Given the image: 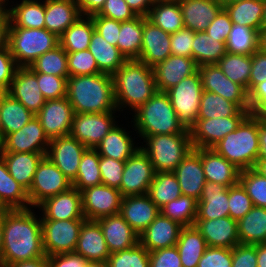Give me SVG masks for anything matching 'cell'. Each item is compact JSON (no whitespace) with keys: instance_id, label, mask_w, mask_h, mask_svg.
I'll list each match as a JSON object with an SVG mask.
<instances>
[{"instance_id":"cell-62","label":"cell","mask_w":266,"mask_h":267,"mask_svg":"<svg viewBox=\"0 0 266 267\" xmlns=\"http://www.w3.org/2000/svg\"><path fill=\"white\" fill-rule=\"evenodd\" d=\"M149 267H183L177 247L149 252Z\"/></svg>"},{"instance_id":"cell-24","label":"cell","mask_w":266,"mask_h":267,"mask_svg":"<svg viewBox=\"0 0 266 267\" xmlns=\"http://www.w3.org/2000/svg\"><path fill=\"white\" fill-rule=\"evenodd\" d=\"M182 227L178 222L167 218L160 212L139 235V243L148 252L176 246Z\"/></svg>"},{"instance_id":"cell-63","label":"cell","mask_w":266,"mask_h":267,"mask_svg":"<svg viewBox=\"0 0 266 267\" xmlns=\"http://www.w3.org/2000/svg\"><path fill=\"white\" fill-rule=\"evenodd\" d=\"M91 17L95 31L98 32L108 43L117 46L121 22L100 15H92Z\"/></svg>"},{"instance_id":"cell-20","label":"cell","mask_w":266,"mask_h":267,"mask_svg":"<svg viewBox=\"0 0 266 267\" xmlns=\"http://www.w3.org/2000/svg\"><path fill=\"white\" fill-rule=\"evenodd\" d=\"M171 34L143 17V36L140 56L137 60L149 67L164 61L171 55Z\"/></svg>"},{"instance_id":"cell-29","label":"cell","mask_w":266,"mask_h":267,"mask_svg":"<svg viewBox=\"0 0 266 267\" xmlns=\"http://www.w3.org/2000/svg\"><path fill=\"white\" fill-rule=\"evenodd\" d=\"M75 252L88 261L105 262L108 260L110 252L97 220H84Z\"/></svg>"},{"instance_id":"cell-50","label":"cell","mask_w":266,"mask_h":267,"mask_svg":"<svg viewBox=\"0 0 266 267\" xmlns=\"http://www.w3.org/2000/svg\"><path fill=\"white\" fill-rule=\"evenodd\" d=\"M259 32L252 28L233 24L226 41L227 53L252 55L258 50Z\"/></svg>"},{"instance_id":"cell-8","label":"cell","mask_w":266,"mask_h":267,"mask_svg":"<svg viewBox=\"0 0 266 267\" xmlns=\"http://www.w3.org/2000/svg\"><path fill=\"white\" fill-rule=\"evenodd\" d=\"M203 91L201 76L197 70L165 92L176 111L178 122L186 130L195 125Z\"/></svg>"},{"instance_id":"cell-37","label":"cell","mask_w":266,"mask_h":267,"mask_svg":"<svg viewBox=\"0 0 266 267\" xmlns=\"http://www.w3.org/2000/svg\"><path fill=\"white\" fill-rule=\"evenodd\" d=\"M88 50L94 56L98 69L102 73L113 75L127 61L117 46L108 43L95 30Z\"/></svg>"},{"instance_id":"cell-19","label":"cell","mask_w":266,"mask_h":267,"mask_svg":"<svg viewBox=\"0 0 266 267\" xmlns=\"http://www.w3.org/2000/svg\"><path fill=\"white\" fill-rule=\"evenodd\" d=\"M37 208L42 210L41 220L85 219L82 211V194L74 187L46 199Z\"/></svg>"},{"instance_id":"cell-64","label":"cell","mask_w":266,"mask_h":267,"mask_svg":"<svg viewBox=\"0 0 266 267\" xmlns=\"http://www.w3.org/2000/svg\"><path fill=\"white\" fill-rule=\"evenodd\" d=\"M17 68L9 48L0 49V93L8 92Z\"/></svg>"},{"instance_id":"cell-12","label":"cell","mask_w":266,"mask_h":267,"mask_svg":"<svg viewBox=\"0 0 266 267\" xmlns=\"http://www.w3.org/2000/svg\"><path fill=\"white\" fill-rule=\"evenodd\" d=\"M115 113L116 111L105 113H75L70 135L87 148H95L117 124Z\"/></svg>"},{"instance_id":"cell-55","label":"cell","mask_w":266,"mask_h":267,"mask_svg":"<svg viewBox=\"0 0 266 267\" xmlns=\"http://www.w3.org/2000/svg\"><path fill=\"white\" fill-rule=\"evenodd\" d=\"M67 59L69 77L102 73L88 49L67 53Z\"/></svg>"},{"instance_id":"cell-27","label":"cell","mask_w":266,"mask_h":267,"mask_svg":"<svg viewBox=\"0 0 266 267\" xmlns=\"http://www.w3.org/2000/svg\"><path fill=\"white\" fill-rule=\"evenodd\" d=\"M110 253L129 249L139 243V235L120 215L97 219Z\"/></svg>"},{"instance_id":"cell-40","label":"cell","mask_w":266,"mask_h":267,"mask_svg":"<svg viewBox=\"0 0 266 267\" xmlns=\"http://www.w3.org/2000/svg\"><path fill=\"white\" fill-rule=\"evenodd\" d=\"M147 19L169 34L184 28L182 10L177 1H154Z\"/></svg>"},{"instance_id":"cell-25","label":"cell","mask_w":266,"mask_h":267,"mask_svg":"<svg viewBox=\"0 0 266 267\" xmlns=\"http://www.w3.org/2000/svg\"><path fill=\"white\" fill-rule=\"evenodd\" d=\"M194 225L210 247L232 249L240 243L237 221L229 216L210 220L196 219Z\"/></svg>"},{"instance_id":"cell-14","label":"cell","mask_w":266,"mask_h":267,"mask_svg":"<svg viewBox=\"0 0 266 267\" xmlns=\"http://www.w3.org/2000/svg\"><path fill=\"white\" fill-rule=\"evenodd\" d=\"M204 91L222 96L237 104L242 110H250L247 91L224 75L217 64L198 67Z\"/></svg>"},{"instance_id":"cell-61","label":"cell","mask_w":266,"mask_h":267,"mask_svg":"<svg viewBox=\"0 0 266 267\" xmlns=\"http://www.w3.org/2000/svg\"><path fill=\"white\" fill-rule=\"evenodd\" d=\"M194 32L188 28H182L171 34V54L192 58V44Z\"/></svg>"},{"instance_id":"cell-30","label":"cell","mask_w":266,"mask_h":267,"mask_svg":"<svg viewBox=\"0 0 266 267\" xmlns=\"http://www.w3.org/2000/svg\"><path fill=\"white\" fill-rule=\"evenodd\" d=\"M184 27L193 32L206 31L210 22L223 9L220 0L179 1Z\"/></svg>"},{"instance_id":"cell-7","label":"cell","mask_w":266,"mask_h":267,"mask_svg":"<svg viewBox=\"0 0 266 267\" xmlns=\"http://www.w3.org/2000/svg\"><path fill=\"white\" fill-rule=\"evenodd\" d=\"M59 45V37L47 29L13 27L8 48L18 67H29L40 55Z\"/></svg>"},{"instance_id":"cell-17","label":"cell","mask_w":266,"mask_h":267,"mask_svg":"<svg viewBox=\"0 0 266 267\" xmlns=\"http://www.w3.org/2000/svg\"><path fill=\"white\" fill-rule=\"evenodd\" d=\"M87 147L71 135L50 140L46 156L73 183Z\"/></svg>"},{"instance_id":"cell-1","label":"cell","mask_w":266,"mask_h":267,"mask_svg":"<svg viewBox=\"0 0 266 267\" xmlns=\"http://www.w3.org/2000/svg\"><path fill=\"white\" fill-rule=\"evenodd\" d=\"M31 209H4L3 246L0 257V263L4 267L46 256L43 249L41 216L38 218Z\"/></svg>"},{"instance_id":"cell-41","label":"cell","mask_w":266,"mask_h":267,"mask_svg":"<svg viewBox=\"0 0 266 267\" xmlns=\"http://www.w3.org/2000/svg\"><path fill=\"white\" fill-rule=\"evenodd\" d=\"M233 24L257 30L262 28L264 0H242L223 6Z\"/></svg>"},{"instance_id":"cell-46","label":"cell","mask_w":266,"mask_h":267,"mask_svg":"<svg viewBox=\"0 0 266 267\" xmlns=\"http://www.w3.org/2000/svg\"><path fill=\"white\" fill-rule=\"evenodd\" d=\"M143 16L121 22L117 47L127 60L138 59L142 47Z\"/></svg>"},{"instance_id":"cell-53","label":"cell","mask_w":266,"mask_h":267,"mask_svg":"<svg viewBox=\"0 0 266 267\" xmlns=\"http://www.w3.org/2000/svg\"><path fill=\"white\" fill-rule=\"evenodd\" d=\"M239 182L251 198L253 206L266 208V178L255 168L243 170Z\"/></svg>"},{"instance_id":"cell-16","label":"cell","mask_w":266,"mask_h":267,"mask_svg":"<svg viewBox=\"0 0 266 267\" xmlns=\"http://www.w3.org/2000/svg\"><path fill=\"white\" fill-rule=\"evenodd\" d=\"M75 112L67 97L46 100L35 115L49 140L70 135Z\"/></svg>"},{"instance_id":"cell-59","label":"cell","mask_w":266,"mask_h":267,"mask_svg":"<svg viewBox=\"0 0 266 267\" xmlns=\"http://www.w3.org/2000/svg\"><path fill=\"white\" fill-rule=\"evenodd\" d=\"M197 267H232V249L208 246Z\"/></svg>"},{"instance_id":"cell-3","label":"cell","mask_w":266,"mask_h":267,"mask_svg":"<svg viewBox=\"0 0 266 267\" xmlns=\"http://www.w3.org/2000/svg\"><path fill=\"white\" fill-rule=\"evenodd\" d=\"M112 77L118 111L128 106L134 112L157 92L152 67L137 59L127 60Z\"/></svg>"},{"instance_id":"cell-79","label":"cell","mask_w":266,"mask_h":267,"mask_svg":"<svg viewBox=\"0 0 266 267\" xmlns=\"http://www.w3.org/2000/svg\"><path fill=\"white\" fill-rule=\"evenodd\" d=\"M255 169L266 178V159H258Z\"/></svg>"},{"instance_id":"cell-39","label":"cell","mask_w":266,"mask_h":267,"mask_svg":"<svg viewBox=\"0 0 266 267\" xmlns=\"http://www.w3.org/2000/svg\"><path fill=\"white\" fill-rule=\"evenodd\" d=\"M237 228L240 244L266 243V208L253 206L237 222Z\"/></svg>"},{"instance_id":"cell-57","label":"cell","mask_w":266,"mask_h":267,"mask_svg":"<svg viewBox=\"0 0 266 267\" xmlns=\"http://www.w3.org/2000/svg\"><path fill=\"white\" fill-rule=\"evenodd\" d=\"M37 82L46 100L61 99L67 95V78L37 73Z\"/></svg>"},{"instance_id":"cell-18","label":"cell","mask_w":266,"mask_h":267,"mask_svg":"<svg viewBox=\"0 0 266 267\" xmlns=\"http://www.w3.org/2000/svg\"><path fill=\"white\" fill-rule=\"evenodd\" d=\"M247 116L197 119L189 130L193 148H212L227 134L235 131Z\"/></svg>"},{"instance_id":"cell-69","label":"cell","mask_w":266,"mask_h":267,"mask_svg":"<svg viewBox=\"0 0 266 267\" xmlns=\"http://www.w3.org/2000/svg\"><path fill=\"white\" fill-rule=\"evenodd\" d=\"M248 102L251 113L266 115V80L248 93Z\"/></svg>"},{"instance_id":"cell-44","label":"cell","mask_w":266,"mask_h":267,"mask_svg":"<svg viewBox=\"0 0 266 267\" xmlns=\"http://www.w3.org/2000/svg\"><path fill=\"white\" fill-rule=\"evenodd\" d=\"M250 113V110H242L237 104L224 99L218 94L203 91L197 119L248 116Z\"/></svg>"},{"instance_id":"cell-5","label":"cell","mask_w":266,"mask_h":267,"mask_svg":"<svg viewBox=\"0 0 266 267\" xmlns=\"http://www.w3.org/2000/svg\"><path fill=\"white\" fill-rule=\"evenodd\" d=\"M133 113L131 122L138 136L190 133L178 122L176 111L165 92L157 91Z\"/></svg>"},{"instance_id":"cell-80","label":"cell","mask_w":266,"mask_h":267,"mask_svg":"<svg viewBox=\"0 0 266 267\" xmlns=\"http://www.w3.org/2000/svg\"><path fill=\"white\" fill-rule=\"evenodd\" d=\"M87 267H109V266L107 261L105 262L89 261Z\"/></svg>"},{"instance_id":"cell-78","label":"cell","mask_w":266,"mask_h":267,"mask_svg":"<svg viewBox=\"0 0 266 267\" xmlns=\"http://www.w3.org/2000/svg\"><path fill=\"white\" fill-rule=\"evenodd\" d=\"M3 224H4V209L0 208V257L3 246Z\"/></svg>"},{"instance_id":"cell-42","label":"cell","mask_w":266,"mask_h":267,"mask_svg":"<svg viewBox=\"0 0 266 267\" xmlns=\"http://www.w3.org/2000/svg\"><path fill=\"white\" fill-rule=\"evenodd\" d=\"M9 6L10 24L21 28H45V0H22L20 4Z\"/></svg>"},{"instance_id":"cell-6","label":"cell","mask_w":266,"mask_h":267,"mask_svg":"<svg viewBox=\"0 0 266 267\" xmlns=\"http://www.w3.org/2000/svg\"><path fill=\"white\" fill-rule=\"evenodd\" d=\"M146 143L140 148L148 155L156 173L173 172L193 149L190 133L139 136Z\"/></svg>"},{"instance_id":"cell-4","label":"cell","mask_w":266,"mask_h":267,"mask_svg":"<svg viewBox=\"0 0 266 267\" xmlns=\"http://www.w3.org/2000/svg\"><path fill=\"white\" fill-rule=\"evenodd\" d=\"M212 149L241 171L255 168L259 155L258 114L250 113Z\"/></svg>"},{"instance_id":"cell-38","label":"cell","mask_w":266,"mask_h":267,"mask_svg":"<svg viewBox=\"0 0 266 267\" xmlns=\"http://www.w3.org/2000/svg\"><path fill=\"white\" fill-rule=\"evenodd\" d=\"M176 247L183 267H197L208 245L200 231L193 225L182 227Z\"/></svg>"},{"instance_id":"cell-71","label":"cell","mask_w":266,"mask_h":267,"mask_svg":"<svg viewBox=\"0 0 266 267\" xmlns=\"http://www.w3.org/2000/svg\"><path fill=\"white\" fill-rule=\"evenodd\" d=\"M258 138L260 145L258 159H266V115L258 114Z\"/></svg>"},{"instance_id":"cell-77","label":"cell","mask_w":266,"mask_h":267,"mask_svg":"<svg viewBox=\"0 0 266 267\" xmlns=\"http://www.w3.org/2000/svg\"><path fill=\"white\" fill-rule=\"evenodd\" d=\"M10 12L0 4V23H10Z\"/></svg>"},{"instance_id":"cell-35","label":"cell","mask_w":266,"mask_h":267,"mask_svg":"<svg viewBox=\"0 0 266 267\" xmlns=\"http://www.w3.org/2000/svg\"><path fill=\"white\" fill-rule=\"evenodd\" d=\"M20 101L16 100L8 92L0 93V119L2 124V140L15 131L20 130L33 117Z\"/></svg>"},{"instance_id":"cell-34","label":"cell","mask_w":266,"mask_h":267,"mask_svg":"<svg viewBox=\"0 0 266 267\" xmlns=\"http://www.w3.org/2000/svg\"><path fill=\"white\" fill-rule=\"evenodd\" d=\"M120 127L116 124L95 147L99 156L126 161L140 148L133 142L135 139L130 136V132Z\"/></svg>"},{"instance_id":"cell-33","label":"cell","mask_w":266,"mask_h":267,"mask_svg":"<svg viewBox=\"0 0 266 267\" xmlns=\"http://www.w3.org/2000/svg\"><path fill=\"white\" fill-rule=\"evenodd\" d=\"M47 153L0 152L9 174L27 191L30 189L34 174Z\"/></svg>"},{"instance_id":"cell-56","label":"cell","mask_w":266,"mask_h":267,"mask_svg":"<svg viewBox=\"0 0 266 267\" xmlns=\"http://www.w3.org/2000/svg\"><path fill=\"white\" fill-rule=\"evenodd\" d=\"M229 217L239 221L253 207L251 198L240 182L228 187Z\"/></svg>"},{"instance_id":"cell-10","label":"cell","mask_w":266,"mask_h":267,"mask_svg":"<svg viewBox=\"0 0 266 267\" xmlns=\"http://www.w3.org/2000/svg\"><path fill=\"white\" fill-rule=\"evenodd\" d=\"M84 220H41L45 255L74 252Z\"/></svg>"},{"instance_id":"cell-60","label":"cell","mask_w":266,"mask_h":267,"mask_svg":"<svg viewBox=\"0 0 266 267\" xmlns=\"http://www.w3.org/2000/svg\"><path fill=\"white\" fill-rule=\"evenodd\" d=\"M94 15L124 22L137 17L125 0H106L101 10Z\"/></svg>"},{"instance_id":"cell-9","label":"cell","mask_w":266,"mask_h":267,"mask_svg":"<svg viewBox=\"0 0 266 267\" xmlns=\"http://www.w3.org/2000/svg\"><path fill=\"white\" fill-rule=\"evenodd\" d=\"M72 187V182L45 156L39 163L33 182L27 191L30 206L37 208L46 199L65 192Z\"/></svg>"},{"instance_id":"cell-47","label":"cell","mask_w":266,"mask_h":267,"mask_svg":"<svg viewBox=\"0 0 266 267\" xmlns=\"http://www.w3.org/2000/svg\"><path fill=\"white\" fill-rule=\"evenodd\" d=\"M147 195L161 209L167 203L182 195L174 172H157L151 182Z\"/></svg>"},{"instance_id":"cell-2","label":"cell","mask_w":266,"mask_h":267,"mask_svg":"<svg viewBox=\"0 0 266 267\" xmlns=\"http://www.w3.org/2000/svg\"><path fill=\"white\" fill-rule=\"evenodd\" d=\"M66 97L75 113L118 111L113 77L107 73L68 77Z\"/></svg>"},{"instance_id":"cell-23","label":"cell","mask_w":266,"mask_h":267,"mask_svg":"<svg viewBox=\"0 0 266 267\" xmlns=\"http://www.w3.org/2000/svg\"><path fill=\"white\" fill-rule=\"evenodd\" d=\"M173 172L178 179L182 195L199 201L207 182L202 167L200 148H193Z\"/></svg>"},{"instance_id":"cell-15","label":"cell","mask_w":266,"mask_h":267,"mask_svg":"<svg viewBox=\"0 0 266 267\" xmlns=\"http://www.w3.org/2000/svg\"><path fill=\"white\" fill-rule=\"evenodd\" d=\"M49 143L41 122L34 116L24 127L0 142V152L47 153Z\"/></svg>"},{"instance_id":"cell-67","label":"cell","mask_w":266,"mask_h":267,"mask_svg":"<svg viewBox=\"0 0 266 267\" xmlns=\"http://www.w3.org/2000/svg\"><path fill=\"white\" fill-rule=\"evenodd\" d=\"M48 267H87L88 260L74 252L47 256Z\"/></svg>"},{"instance_id":"cell-32","label":"cell","mask_w":266,"mask_h":267,"mask_svg":"<svg viewBox=\"0 0 266 267\" xmlns=\"http://www.w3.org/2000/svg\"><path fill=\"white\" fill-rule=\"evenodd\" d=\"M80 16L75 0H45V29L58 37Z\"/></svg>"},{"instance_id":"cell-66","label":"cell","mask_w":266,"mask_h":267,"mask_svg":"<svg viewBox=\"0 0 266 267\" xmlns=\"http://www.w3.org/2000/svg\"><path fill=\"white\" fill-rule=\"evenodd\" d=\"M232 25L233 22L230 20L229 14L223 8L210 22L206 32L217 41L226 42Z\"/></svg>"},{"instance_id":"cell-65","label":"cell","mask_w":266,"mask_h":267,"mask_svg":"<svg viewBox=\"0 0 266 267\" xmlns=\"http://www.w3.org/2000/svg\"><path fill=\"white\" fill-rule=\"evenodd\" d=\"M232 267H257V244H237L232 248Z\"/></svg>"},{"instance_id":"cell-70","label":"cell","mask_w":266,"mask_h":267,"mask_svg":"<svg viewBox=\"0 0 266 267\" xmlns=\"http://www.w3.org/2000/svg\"><path fill=\"white\" fill-rule=\"evenodd\" d=\"M106 0H75L82 16L97 14Z\"/></svg>"},{"instance_id":"cell-58","label":"cell","mask_w":266,"mask_h":267,"mask_svg":"<svg viewBox=\"0 0 266 267\" xmlns=\"http://www.w3.org/2000/svg\"><path fill=\"white\" fill-rule=\"evenodd\" d=\"M124 167L125 161L99 156V169L102 184L119 190Z\"/></svg>"},{"instance_id":"cell-51","label":"cell","mask_w":266,"mask_h":267,"mask_svg":"<svg viewBox=\"0 0 266 267\" xmlns=\"http://www.w3.org/2000/svg\"><path fill=\"white\" fill-rule=\"evenodd\" d=\"M29 67L36 73L56 75L67 79L69 77L67 52L60 44L40 55Z\"/></svg>"},{"instance_id":"cell-11","label":"cell","mask_w":266,"mask_h":267,"mask_svg":"<svg viewBox=\"0 0 266 267\" xmlns=\"http://www.w3.org/2000/svg\"><path fill=\"white\" fill-rule=\"evenodd\" d=\"M156 171L148 155L139 148L125 161V167L120 184L123 197L145 195L155 177Z\"/></svg>"},{"instance_id":"cell-28","label":"cell","mask_w":266,"mask_h":267,"mask_svg":"<svg viewBox=\"0 0 266 267\" xmlns=\"http://www.w3.org/2000/svg\"><path fill=\"white\" fill-rule=\"evenodd\" d=\"M200 157L206 181L226 187L236 185L241 170L212 148H200Z\"/></svg>"},{"instance_id":"cell-43","label":"cell","mask_w":266,"mask_h":267,"mask_svg":"<svg viewBox=\"0 0 266 267\" xmlns=\"http://www.w3.org/2000/svg\"><path fill=\"white\" fill-rule=\"evenodd\" d=\"M94 30L92 17L81 15L59 37V44L67 53L86 50Z\"/></svg>"},{"instance_id":"cell-73","label":"cell","mask_w":266,"mask_h":267,"mask_svg":"<svg viewBox=\"0 0 266 267\" xmlns=\"http://www.w3.org/2000/svg\"><path fill=\"white\" fill-rule=\"evenodd\" d=\"M10 267H48V260L47 256H43L30 260L19 261L12 264Z\"/></svg>"},{"instance_id":"cell-72","label":"cell","mask_w":266,"mask_h":267,"mask_svg":"<svg viewBox=\"0 0 266 267\" xmlns=\"http://www.w3.org/2000/svg\"><path fill=\"white\" fill-rule=\"evenodd\" d=\"M137 16L147 17L153 6V0H125Z\"/></svg>"},{"instance_id":"cell-75","label":"cell","mask_w":266,"mask_h":267,"mask_svg":"<svg viewBox=\"0 0 266 267\" xmlns=\"http://www.w3.org/2000/svg\"><path fill=\"white\" fill-rule=\"evenodd\" d=\"M257 267H266V243L257 244Z\"/></svg>"},{"instance_id":"cell-21","label":"cell","mask_w":266,"mask_h":267,"mask_svg":"<svg viewBox=\"0 0 266 267\" xmlns=\"http://www.w3.org/2000/svg\"><path fill=\"white\" fill-rule=\"evenodd\" d=\"M8 93L35 115L46 101L39 89L37 73L30 67L17 68Z\"/></svg>"},{"instance_id":"cell-13","label":"cell","mask_w":266,"mask_h":267,"mask_svg":"<svg viewBox=\"0 0 266 267\" xmlns=\"http://www.w3.org/2000/svg\"><path fill=\"white\" fill-rule=\"evenodd\" d=\"M85 219L97 220L120 213L123 196L120 190L101 184L81 191Z\"/></svg>"},{"instance_id":"cell-49","label":"cell","mask_w":266,"mask_h":267,"mask_svg":"<svg viewBox=\"0 0 266 267\" xmlns=\"http://www.w3.org/2000/svg\"><path fill=\"white\" fill-rule=\"evenodd\" d=\"M99 154L95 148H87L82 155L79 169L72 187L80 192L91 186L101 185Z\"/></svg>"},{"instance_id":"cell-31","label":"cell","mask_w":266,"mask_h":267,"mask_svg":"<svg viewBox=\"0 0 266 267\" xmlns=\"http://www.w3.org/2000/svg\"><path fill=\"white\" fill-rule=\"evenodd\" d=\"M229 216L228 187L207 181L198 201L196 219H218Z\"/></svg>"},{"instance_id":"cell-52","label":"cell","mask_w":266,"mask_h":267,"mask_svg":"<svg viewBox=\"0 0 266 267\" xmlns=\"http://www.w3.org/2000/svg\"><path fill=\"white\" fill-rule=\"evenodd\" d=\"M198 201L192 197L181 195L164 205L160 212L181 226H193L197 217Z\"/></svg>"},{"instance_id":"cell-45","label":"cell","mask_w":266,"mask_h":267,"mask_svg":"<svg viewBox=\"0 0 266 267\" xmlns=\"http://www.w3.org/2000/svg\"><path fill=\"white\" fill-rule=\"evenodd\" d=\"M225 43L210 37L206 31L194 32L192 58L198 67L216 64L227 53Z\"/></svg>"},{"instance_id":"cell-48","label":"cell","mask_w":266,"mask_h":267,"mask_svg":"<svg viewBox=\"0 0 266 267\" xmlns=\"http://www.w3.org/2000/svg\"><path fill=\"white\" fill-rule=\"evenodd\" d=\"M216 64L226 77L249 93L252 55L226 53Z\"/></svg>"},{"instance_id":"cell-76","label":"cell","mask_w":266,"mask_h":267,"mask_svg":"<svg viewBox=\"0 0 266 267\" xmlns=\"http://www.w3.org/2000/svg\"><path fill=\"white\" fill-rule=\"evenodd\" d=\"M258 49L266 53V27H262L259 31Z\"/></svg>"},{"instance_id":"cell-68","label":"cell","mask_w":266,"mask_h":267,"mask_svg":"<svg viewBox=\"0 0 266 267\" xmlns=\"http://www.w3.org/2000/svg\"><path fill=\"white\" fill-rule=\"evenodd\" d=\"M266 80V53L259 49L252 54V65L249 79V92L259 83Z\"/></svg>"},{"instance_id":"cell-54","label":"cell","mask_w":266,"mask_h":267,"mask_svg":"<svg viewBox=\"0 0 266 267\" xmlns=\"http://www.w3.org/2000/svg\"><path fill=\"white\" fill-rule=\"evenodd\" d=\"M109 267H149V252L140 244L110 253Z\"/></svg>"},{"instance_id":"cell-26","label":"cell","mask_w":266,"mask_h":267,"mask_svg":"<svg viewBox=\"0 0 266 267\" xmlns=\"http://www.w3.org/2000/svg\"><path fill=\"white\" fill-rule=\"evenodd\" d=\"M160 213V209L145 195L123 197L120 215L140 235Z\"/></svg>"},{"instance_id":"cell-22","label":"cell","mask_w":266,"mask_h":267,"mask_svg":"<svg viewBox=\"0 0 266 267\" xmlns=\"http://www.w3.org/2000/svg\"><path fill=\"white\" fill-rule=\"evenodd\" d=\"M152 69L157 91L166 92L184 78L194 74L198 66L193 58L171 54Z\"/></svg>"},{"instance_id":"cell-36","label":"cell","mask_w":266,"mask_h":267,"mask_svg":"<svg viewBox=\"0 0 266 267\" xmlns=\"http://www.w3.org/2000/svg\"><path fill=\"white\" fill-rule=\"evenodd\" d=\"M30 207L27 190L9 174L7 165L0 155V208L13 210Z\"/></svg>"},{"instance_id":"cell-74","label":"cell","mask_w":266,"mask_h":267,"mask_svg":"<svg viewBox=\"0 0 266 267\" xmlns=\"http://www.w3.org/2000/svg\"><path fill=\"white\" fill-rule=\"evenodd\" d=\"M10 23H0V49L8 47Z\"/></svg>"}]
</instances>
